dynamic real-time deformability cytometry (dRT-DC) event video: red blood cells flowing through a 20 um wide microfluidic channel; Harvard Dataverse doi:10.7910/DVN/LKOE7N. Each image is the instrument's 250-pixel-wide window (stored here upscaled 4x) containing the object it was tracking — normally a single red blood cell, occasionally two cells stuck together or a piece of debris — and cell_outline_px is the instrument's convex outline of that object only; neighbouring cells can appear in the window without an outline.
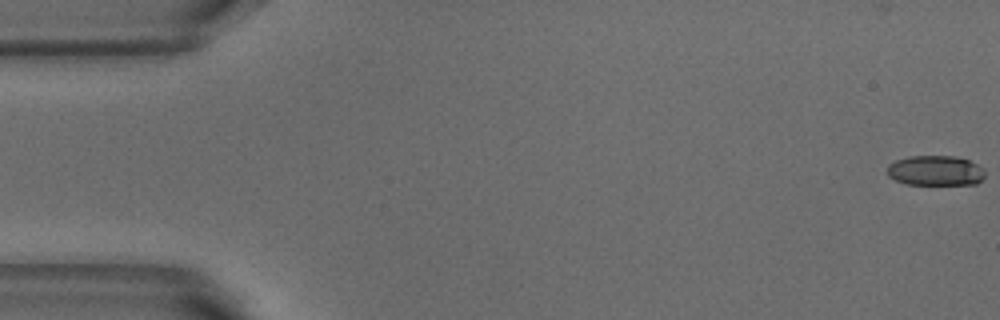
{"species": "common noctule bat (a hibernating species)", "species_latin": "Nyctalus noctula", "temperature_condition": "warm", "stored_images_in_passage": 16, "camera_frame_rate_fps": 3000, "um_per_image_px": 0.085, "animal": {"sex": "male", "body_mass_g": 18.8}, "frame": {"image": 1, "passage_image": 1, "time_ms": 0.0, "image_size_px": [1000, 320], "cell_outline_px": [[984, 176], [976, 184], [908, 184], [896, 180], [888, 176], [888, 164], [896, 160], [908, 156], [956, 156], [968, 160], [984, 168]], "centroid_in_image_um": [79.51, 14.49], "position_along_channel_um": 5.5, "area_um2": 17.05}}
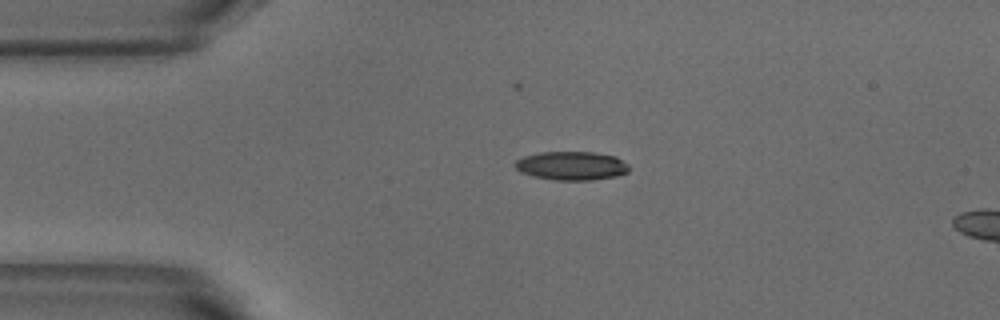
{"frame": {"image": 2, "passage_image": 12, "time_ms": 3.667, "image_size_px": [1000, 320], "cell_outline_px": [[628, 172], [616, 176], [592, 180], [556, 180], [532, 176], [520, 172], [512, 164], [516, 160], [524, 156], [540, 152], [596, 152], [616, 156], [628, 164]], "centroid_in_image_um": [48.56, 14.08], "position_along_channel_um": 36.4, "area_um2": 19.19}}